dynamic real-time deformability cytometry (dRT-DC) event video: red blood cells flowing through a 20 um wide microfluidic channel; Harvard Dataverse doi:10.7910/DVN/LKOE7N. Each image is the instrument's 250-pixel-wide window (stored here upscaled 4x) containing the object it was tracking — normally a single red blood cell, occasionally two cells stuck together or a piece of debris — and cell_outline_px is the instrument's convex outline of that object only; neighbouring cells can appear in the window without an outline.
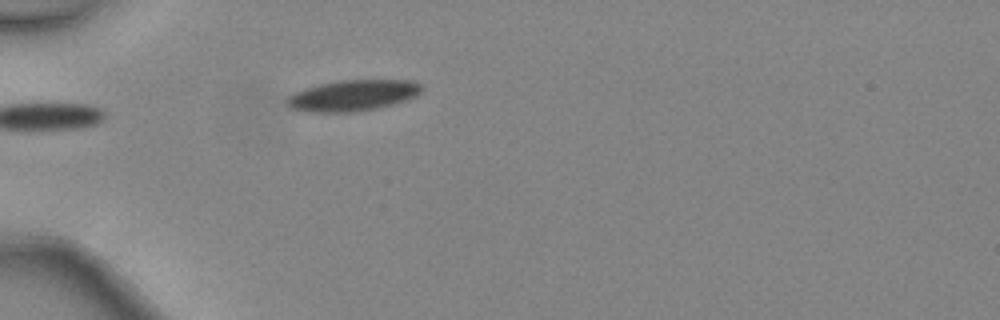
{"species": "common noctule bat (a hibernating species)", "species_latin": "Nyctalus noctula", "temperature_condition": "warm", "stored_images_in_passage": 3, "camera_frame_rate_fps": 3000, "um_per_image_px": 0.085, "animal": {"sex": "female", "body_mass_g": 24.6, "forearm_length_mm": 56.2}, "frame": {"image": 1, "passage_image": 3, "time_ms": 0.667, "image_size_px": [1000, 320], "cell_outline_px": [[424, 88], [416, 96], [408, 100], [376, 108], [352, 112], [304, 112], [288, 108], [284, 100], [288, 96], [304, 88], [320, 84], [340, 80], [412, 80], [420, 84]], "centroid_in_image_um": [29.96, 8.12], "position_along_channel_um": 55.0, "area_um2": 24.57}}